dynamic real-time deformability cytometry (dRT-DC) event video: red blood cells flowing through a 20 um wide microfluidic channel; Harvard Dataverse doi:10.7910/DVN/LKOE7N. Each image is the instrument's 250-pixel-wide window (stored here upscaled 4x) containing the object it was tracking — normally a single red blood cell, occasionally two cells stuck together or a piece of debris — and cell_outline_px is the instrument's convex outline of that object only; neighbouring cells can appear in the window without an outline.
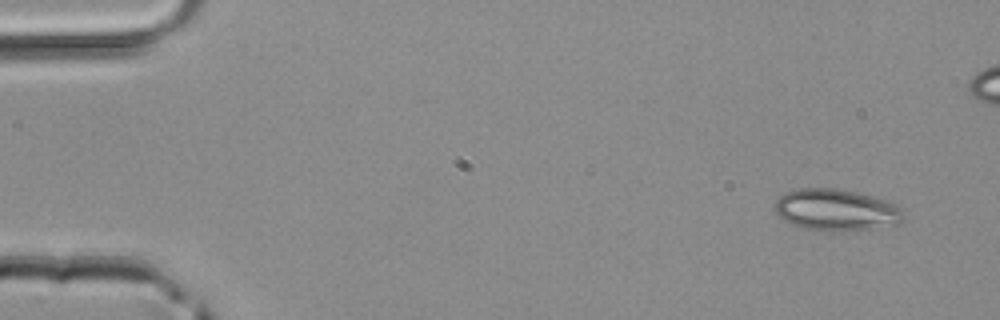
{"species": "common noctule bat (a hibernating species)", "species_latin": "Nyctalus noctula", "temperature_condition": "room temperature", "stored_images_in_passage": 3, "camera_frame_rate_fps": 3000, "um_per_image_px": 0.085, "animal": {"sex": "male", "body_mass_g": 20.4}, "frame": {"image": 1, "passage_image": 1, "time_ms": 0.0, "image_size_px": [1000, 320], "cell_outline_px": [[904, 220], [900, 224], [840, 232], [804, 228], [792, 224], [784, 220], [776, 212], [776, 200], [784, 192], [800, 188], [836, 188], [856, 192], [888, 200], [904, 208]], "centroid_in_image_um": [71.13, 17.84], "position_along_channel_um": 13.9, "area_um2": 31.44}}